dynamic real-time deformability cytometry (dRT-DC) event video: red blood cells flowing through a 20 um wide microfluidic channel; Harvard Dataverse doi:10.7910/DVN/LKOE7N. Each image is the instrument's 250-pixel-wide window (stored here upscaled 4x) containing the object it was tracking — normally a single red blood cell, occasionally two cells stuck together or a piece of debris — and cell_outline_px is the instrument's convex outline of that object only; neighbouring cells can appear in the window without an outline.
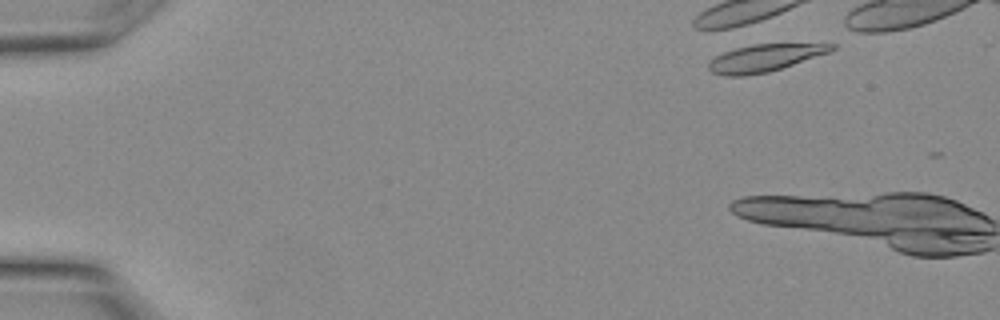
{"species": "Egyptian fruit bat (a non-hibernating species)", "species_latin": "Rousettus aegyptiacus", "temperature_condition": "warm", "stored_images_in_passage": 2, "camera_frame_rate_fps": 3000, "um_per_image_px": 0.085, "animal": {"sex": "female"}, "frame": {"image": 1, "passage_image": 1, "time_ms": 0.0, "image_size_px": [1000, 320], "cell_outline_px": [[836, 48], [832, 52], [768, 72], [744, 76], [728, 76], [712, 72], [708, 68], [708, 64], [716, 56], [724, 52], [736, 48], [752, 44], [836, 44]], "centroid_in_image_um": [65.03, 4.93], "position_along_channel_um": 20.0, "area_um2": 19.36}}